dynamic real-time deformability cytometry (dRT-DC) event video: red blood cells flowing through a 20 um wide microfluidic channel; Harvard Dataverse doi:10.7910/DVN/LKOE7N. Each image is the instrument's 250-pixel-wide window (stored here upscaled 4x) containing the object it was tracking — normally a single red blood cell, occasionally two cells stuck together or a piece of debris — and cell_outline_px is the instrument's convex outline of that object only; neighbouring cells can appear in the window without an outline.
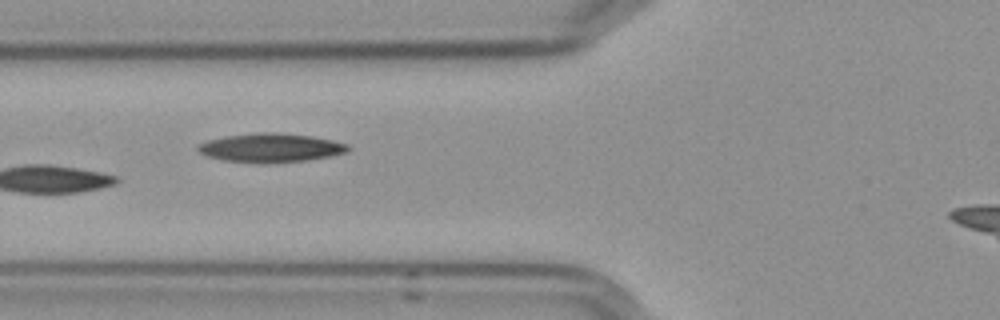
{"species": "Egyptian fruit bat (a non-hibernating species)", "species_latin": "Rousettus aegyptiacus", "temperature_condition": "cold", "stored_images_in_passage": 9, "camera_frame_rate_fps": 3000, "um_per_image_px": 0.085, "frame": {"image": 1, "passage_image": 6, "time_ms": 7.0, "image_size_px": [1000, 320], "cell_outline_px": [[352, 148], [348, 152], [332, 156], [308, 160], [264, 164], [260, 164], [224, 160], [208, 156], [200, 152], [196, 148], [200, 144], [208, 140], [224, 136], [256, 132], [276, 132], [312, 136], [332, 140], [348, 144]], "centroid_in_image_um": [23.06, 12.56], "position_along_channel_um": 102.7, "area_um2": 25.55}}
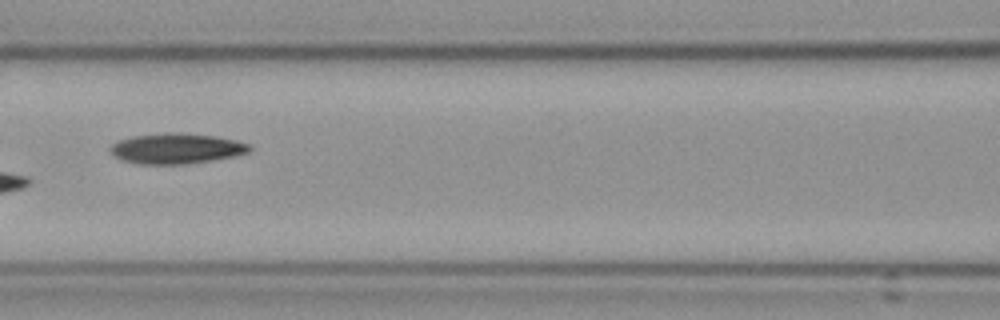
{"frame": {"image": 2, "passage_image": 7, "time_ms": 8.333, "image_size_px": [1000, 320], "cell_outline_px": [[252, 148], [248, 152], [232, 156], [208, 160], [180, 164], [140, 164], [124, 160], [112, 156], [108, 148], [112, 144], [120, 140], [132, 136], [164, 132], [176, 132], [216, 136], [236, 140], [248, 144]], "centroid_in_image_um": [14.93, 12.6], "position_along_channel_um": 151.7, "area_um2": 24.51}}